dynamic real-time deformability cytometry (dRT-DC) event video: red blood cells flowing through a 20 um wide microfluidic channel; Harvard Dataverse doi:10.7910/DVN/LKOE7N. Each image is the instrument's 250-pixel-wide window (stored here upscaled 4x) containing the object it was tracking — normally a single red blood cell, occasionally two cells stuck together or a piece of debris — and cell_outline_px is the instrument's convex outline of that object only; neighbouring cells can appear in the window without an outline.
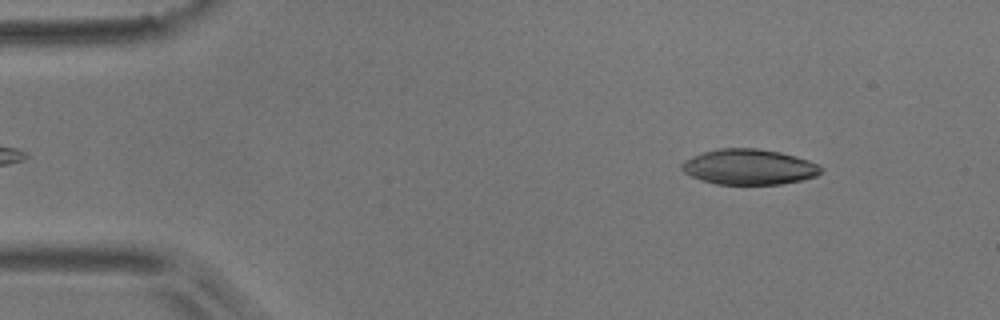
{"species": "common noctule bat (a hibernating species)", "species_latin": "Nyctalus noctula", "temperature_condition": "room temperature", "stored_images_in_passage": 3, "camera_frame_rate_fps": 3000, "um_per_image_px": 0.085, "animal": {"sex": "male", "body_mass_g": 17.9}, "frame": {"image": 1, "passage_image": 1, "time_ms": 0.0, "image_size_px": [1000, 320], "cell_outline_px": [[824, 168], [816, 176], [800, 180], [780, 184], [716, 184], [700, 180], [684, 172], [680, 168], [680, 164], [684, 160], [692, 156], [704, 152], [720, 148], [756, 148], [780, 152], [796, 156], [820, 164]], "centroid_in_image_um": [63.66, 14.18], "position_along_channel_um": 21.3, "area_um2": 28.84}}
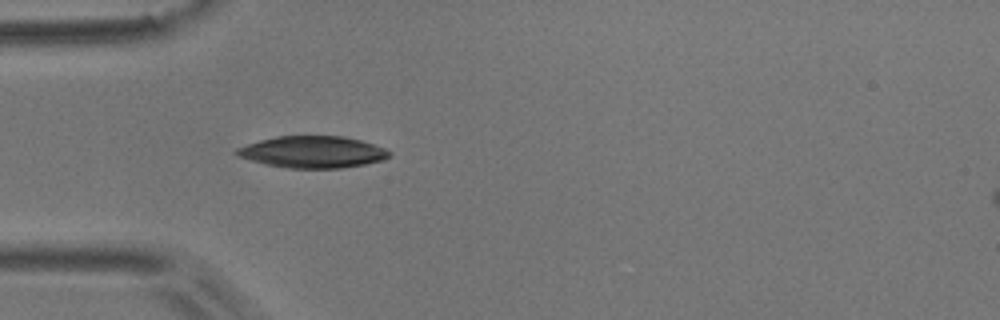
{"frame": {"image": 2, "passage_image": 3, "time_ms": 0.667, "image_size_px": [1000, 320], "cell_outline_px": [[392, 156], [384, 160], [364, 164], [340, 168], [288, 168], [264, 164], [236, 156], [232, 152], [236, 148], [260, 140], [276, 136], [344, 136], [360, 140], [384, 148], [392, 152]], "centroid_in_image_um": [26.56, 12.92], "position_along_channel_um": 58.4, "area_um2": 28.38}}